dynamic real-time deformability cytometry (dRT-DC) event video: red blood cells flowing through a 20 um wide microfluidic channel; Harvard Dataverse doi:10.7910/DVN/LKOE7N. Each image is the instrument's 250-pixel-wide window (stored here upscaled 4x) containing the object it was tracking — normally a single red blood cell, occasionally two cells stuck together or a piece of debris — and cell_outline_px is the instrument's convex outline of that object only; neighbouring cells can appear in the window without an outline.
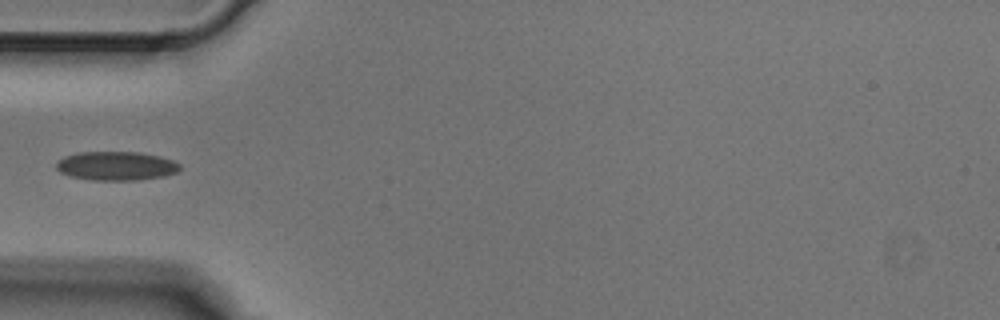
{"species": "Egyptian fruit bat (a non-hibernating species)", "species_latin": "Rousettus aegyptiacus", "temperature_condition": "cold", "stored_images_in_passage": 6, "camera_frame_rate_fps": 3000, "um_per_image_px": 0.085, "animal": {"sex": "male"}, "frame": {"image": 1, "passage_image": 5, "time_ms": 1.333, "image_size_px": [1000, 320], "cell_outline_px": [[180, 168], [176, 172], [164, 176], [136, 180], [92, 180], [68, 176], [60, 172], [56, 168], [56, 164], [64, 156], [80, 152], [140, 152], [160, 156], [172, 160], [180, 164]], "centroid_in_image_um": [9.87, 14.1], "position_along_channel_um": 75.1, "area_um2": 20.81}}
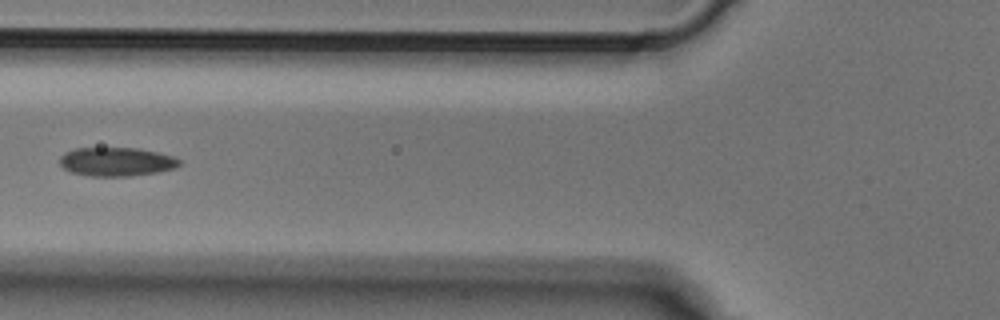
{"frame": {"image": 2, "passage_image": 6, "time_ms": 1.667, "image_size_px": [1000, 320], "cell_outline_px": [[180, 164], [176, 168], [156, 172], [128, 176], [92, 176], [68, 172], [60, 164], [60, 156], [64, 152], [76, 148], [136, 148], [156, 152], [172, 156], [180, 160]], "centroid_in_image_um": [9.86, 13.75], "position_along_channel_um": 115.9, "area_um2": 20.0}}